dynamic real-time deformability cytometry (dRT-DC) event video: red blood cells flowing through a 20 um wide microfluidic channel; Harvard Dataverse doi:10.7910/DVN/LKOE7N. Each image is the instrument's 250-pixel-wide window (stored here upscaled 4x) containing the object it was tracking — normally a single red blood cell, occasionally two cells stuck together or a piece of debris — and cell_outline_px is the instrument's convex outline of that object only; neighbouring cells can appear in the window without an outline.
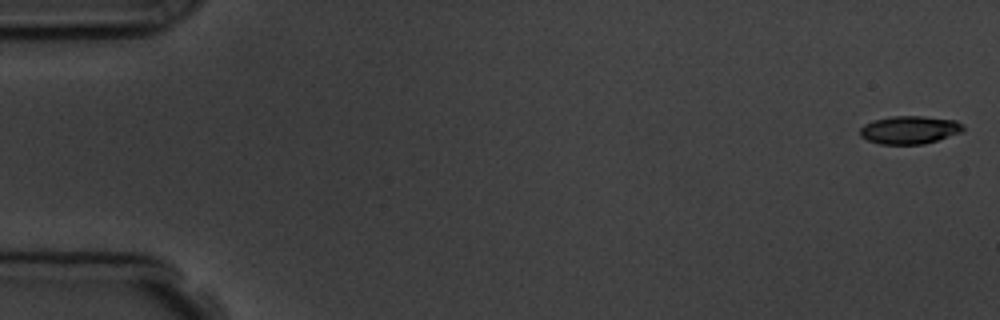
{"species": "common noctule bat (a hibernating species)", "species_latin": "Nyctalus noctula", "temperature_condition": "room temperature", "stored_images_in_passage": 10, "camera_frame_rate_fps": 3000, "um_per_image_px": 0.085, "animal": {"sex": "male", "body_mass_g": 19.5, "forearm_length_mm": 54.6}, "frame": {"image": 1, "passage_image": 1, "time_ms": 0.0, "image_size_px": [1000, 320], "cell_outline_px": [[964, 132], [924, 144], [880, 144], [868, 140], [860, 136], [860, 128], [864, 124], [872, 120], [892, 116], [924, 116], [956, 120], [964, 128]], "centroid_in_image_um": [77.31, 11.04], "position_along_channel_um": 7.7, "area_um2": 16.94}}
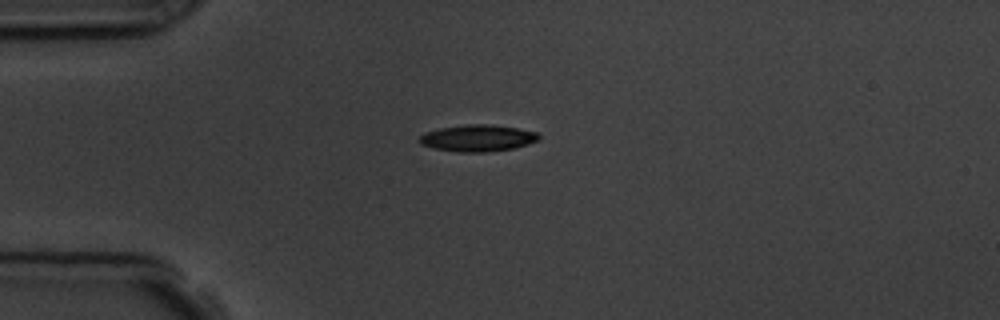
{"frame": {"image": 2, "passage_image": 5, "time_ms": 4.333, "image_size_px": [1000, 320], "cell_outline_px": [[540, 136], [536, 140], [528, 144], [516, 148], [484, 152], [460, 152], [432, 148], [420, 144], [416, 140], [424, 132], [440, 128], [468, 124], [488, 124], [516, 128], [536, 132]], "centroid_in_image_um": [40.54, 11.74], "position_along_channel_um": 44.5, "area_um2": 18.55}}